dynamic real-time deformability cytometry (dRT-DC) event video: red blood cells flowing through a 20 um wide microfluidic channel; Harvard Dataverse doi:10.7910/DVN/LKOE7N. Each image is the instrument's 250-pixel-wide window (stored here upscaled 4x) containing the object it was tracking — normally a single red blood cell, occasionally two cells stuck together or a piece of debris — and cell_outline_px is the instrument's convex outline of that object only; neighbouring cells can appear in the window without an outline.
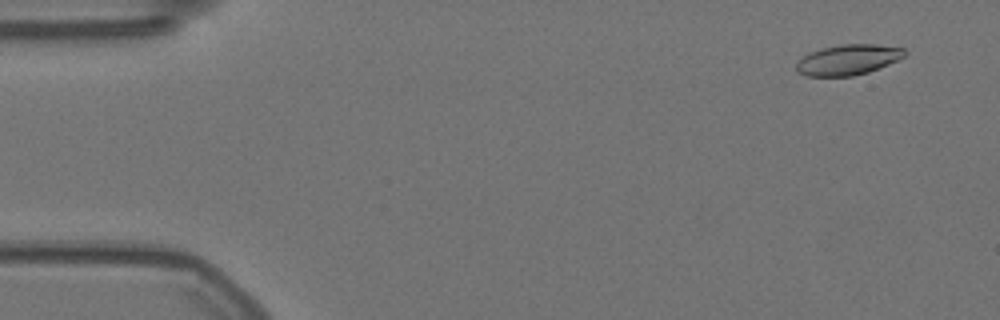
{"species": "Egyptian fruit bat (a non-hibernating species)", "species_latin": "Rousettus aegyptiacus", "temperature_condition": "warm", "stored_images_in_passage": 55, "camera_frame_rate_fps": 3000, "um_per_image_px": 0.085, "animal": {"sex": "female"}, "frame": {"image": 1, "passage_image": 4, "time_ms": 1.0, "image_size_px": [1000, 320], "cell_outline_px": [[904, 56], [888, 64], [868, 72], [852, 76], [804, 76], [796, 72], [796, 64], [804, 56], [812, 52], [824, 48], [840, 44], [876, 44], [904, 48]], "centroid_in_image_um": [72.06, 5.08], "position_along_channel_um": 12.9, "area_um2": 18.96}}
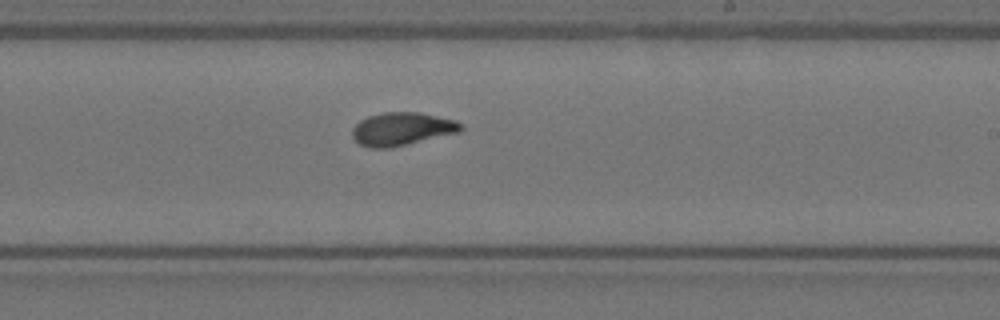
{"frame": {"image": 2, "passage_image": 34, "time_ms": 11.0, "image_size_px": [1000, 320], "cell_outline_px": [[464, 128], [460, 132], [388, 148], [368, 148], [360, 144], [352, 136], [352, 128], [360, 120], [368, 116], [384, 112], [420, 112], [456, 120]], "centroid_in_image_um": [34.15, 10.95], "position_along_channel_um": 254.8, "area_um2": 20.87}}
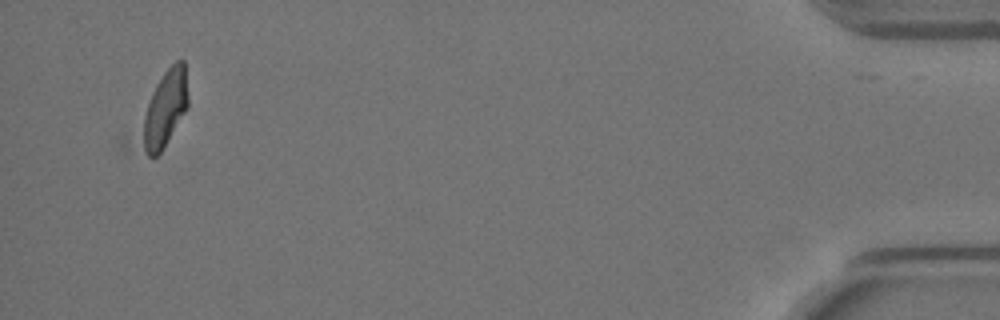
{"frame": {"image": 3, "passage_image": 55, "time_ms": 18.0, "image_size_px": [1000, 320], "cell_outline_px": [[188, 108], [160, 152], [156, 156], [148, 156], [120, 148], [120, 136], [164, 72], [176, 60], [184, 60], [188, 96]], "centroid_in_image_um": [13.46, 9.65], "position_along_channel_um": 421.7, "area_um2": 26.01}, "authors_computed_cell_mechanics": {"area_um2": 20.2878, "velocity_mm_per_s": 3.54, "shape_relaxation_time_tau1_ms": 6.6274, "shape_relaxation_time_tau2_ms": 1.675, "deformation_change_tau1": 0.1975, "deformation_change_tau2": 0.0531}}